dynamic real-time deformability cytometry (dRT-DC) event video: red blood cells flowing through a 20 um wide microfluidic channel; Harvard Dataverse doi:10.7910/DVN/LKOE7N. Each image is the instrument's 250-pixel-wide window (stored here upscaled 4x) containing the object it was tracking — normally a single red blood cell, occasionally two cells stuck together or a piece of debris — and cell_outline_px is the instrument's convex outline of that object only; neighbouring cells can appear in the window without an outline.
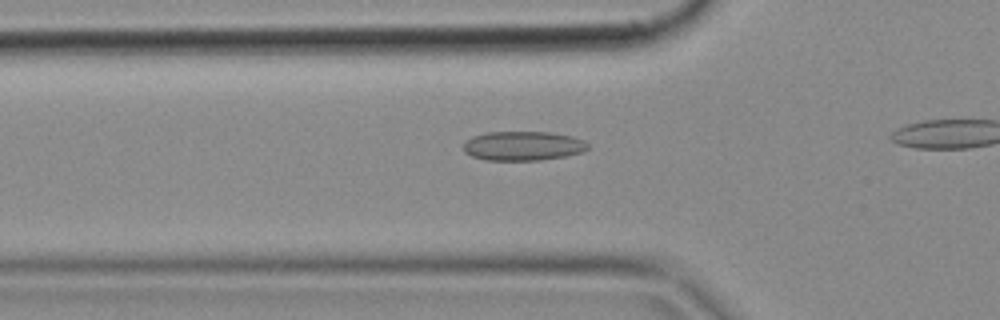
{"species": "common noctule bat (a hibernating species)", "species_latin": "Nyctalus noctula", "temperature_condition": "cold", "stored_images_in_passage": 25, "camera_frame_rate_fps": 3000, "um_per_image_px": 0.085, "animal": {"sex": "female", "body_mass_g": 18.4}, "frame": {"image": 1, "passage_image": 8, "time_ms": 2.333, "image_size_px": [1000, 320], "cell_outline_px": [[588, 148], [580, 152], [564, 156], [540, 160], [488, 160], [472, 156], [464, 152], [464, 140], [472, 136], [488, 132], [548, 132], [572, 136], [584, 140], [588, 144]], "centroid_in_image_um": [44.42, 12.39], "position_along_channel_um": 81.4, "area_um2": 21.15}}
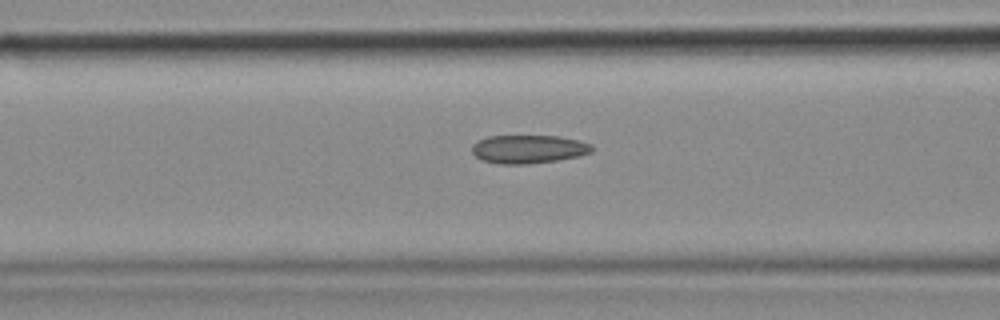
{"frame": {"image": 2, "passage_image": 11, "time_ms": 3.333, "image_size_px": [1000, 320], "cell_outline_px": [[596, 148], [592, 152], [580, 156], [556, 160], [528, 164], [500, 164], [480, 160], [472, 152], [472, 144], [488, 136], [560, 136], [580, 140], [592, 144]], "centroid_in_image_um": [44.96, 12.67], "position_along_channel_um": 121.6, "area_um2": 20.06}}